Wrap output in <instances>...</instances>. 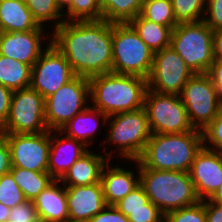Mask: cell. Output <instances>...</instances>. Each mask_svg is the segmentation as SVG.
I'll return each instance as SVG.
<instances>
[{
  "label": "cell",
  "instance_id": "1",
  "mask_svg": "<svg viewBox=\"0 0 222 222\" xmlns=\"http://www.w3.org/2000/svg\"><path fill=\"white\" fill-rule=\"evenodd\" d=\"M52 45L76 76L90 78L112 72V23L105 20L64 21L51 29Z\"/></svg>",
  "mask_w": 222,
  "mask_h": 222
},
{
  "label": "cell",
  "instance_id": "2",
  "mask_svg": "<svg viewBox=\"0 0 222 222\" xmlns=\"http://www.w3.org/2000/svg\"><path fill=\"white\" fill-rule=\"evenodd\" d=\"M90 101L96 109L111 116L143 108L147 79L116 73L89 78Z\"/></svg>",
  "mask_w": 222,
  "mask_h": 222
},
{
  "label": "cell",
  "instance_id": "3",
  "mask_svg": "<svg viewBox=\"0 0 222 222\" xmlns=\"http://www.w3.org/2000/svg\"><path fill=\"white\" fill-rule=\"evenodd\" d=\"M203 146L201 130L184 133L152 134L138 161L148 169L188 172Z\"/></svg>",
  "mask_w": 222,
  "mask_h": 222
},
{
  "label": "cell",
  "instance_id": "4",
  "mask_svg": "<svg viewBox=\"0 0 222 222\" xmlns=\"http://www.w3.org/2000/svg\"><path fill=\"white\" fill-rule=\"evenodd\" d=\"M139 173L149 200L164 214L199 201L188 172L148 169L139 162Z\"/></svg>",
  "mask_w": 222,
  "mask_h": 222
},
{
  "label": "cell",
  "instance_id": "5",
  "mask_svg": "<svg viewBox=\"0 0 222 222\" xmlns=\"http://www.w3.org/2000/svg\"><path fill=\"white\" fill-rule=\"evenodd\" d=\"M112 73L148 78L154 53L128 23H112Z\"/></svg>",
  "mask_w": 222,
  "mask_h": 222
},
{
  "label": "cell",
  "instance_id": "6",
  "mask_svg": "<svg viewBox=\"0 0 222 222\" xmlns=\"http://www.w3.org/2000/svg\"><path fill=\"white\" fill-rule=\"evenodd\" d=\"M213 34L203 20L179 23L172 30L170 47L194 74H206L215 60Z\"/></svg>",
  "mask_w": 222,
  "mask_h": 222
},
{
  "label": "cell",
  "instance_id": "7",
  "mask_svg": "<svg viewBox=\"0 0 222 222\" xmlns=\"http://www.w3.org/2000/svg\"><path fill=\"white\" fill-rule=\"evenodd\" d=\"M107 125L110 131L104 144L117 146L114 151L123 160H138L152 135L145 109L108 116Z\"/></svg>",
  "mask_w": 222,
  "mask_h": 222
},
{
  "label": "cell",
  "instance_id": "8",
  "mask_svg": "<svg viewBox=\"0 0 222 222\" xmlns=\"http://www.w3.org/2000/svg\"><path fill=\"white\" fill-rule=\"evenodd\" d=\"M143 108L152 134L184 133L194 129L180 96L147 88Z\"/></svg>",
  "mask_w": 222,
  "mask_h": 222
},
{
  "label": "cell",
  "instance_id": "9",
  "mask_svg": "<svg viewBox=\"0 0 222 222\" xmlns=\"http://www.w3.org/2000/svg\"><path fill=\"white\" fill-rule=\"evenodd\" d=\"M89 97V78L75 76L58 91L45 98V120L48 129L60 130L77 113L89 106Z\"/></svg>",
  "mask_w": 222,
  "mask_h": 222
},
{
  "label": "cell",
  "instance_id": "10",
  "mask_svg": "<svg viewBox=\"0 0 222 222\" xmlns=\"http://www.w3.org/2000/svg\"><path fill=\"white\" fill-rule=\"evenodd\" d=\"M1 129L6 134L48 131L45 98L31 87L13 91L9 115Z\"/></svg>",
  "mask_w": 222,
  "mask_h": 222
},
{
  "label": "cell",
  "instance_id": "11",
  "mask_svg": "<svg viewBox=\"0 0 222 222\" xmlns=\"http://www.w3.org/2000/svg\"><path fill=\"white\" fill-rule=\"evenodd\" d=\"M190 124L205 129L222 109L214 84L207 74H194L184 85L180 95Z\"/></svg>",
  "mask_w": 222,
  "mask_h": 222
},
{
  "label": "cell",
  "instance_id": "12",
  "mask_svg": "<svg viewBox=\"0 0 222 222\" xmlns=\"http://www.w3.org/2000/svg\"><path fill=\"white\" fill-rule=\"evenodd\" d=\"M193 75L180 55L169 46L154 53L147 86L157 93L180 96L184 85Z\"/></svg>",
  "mask_w": 222,
  "mask_h": 222
},
{
  "label": "cell",
  "instance_id": "13",
  "mask_svg": "<svg viewBox=\"0 0 222 222\" xmlns=\"http://www.w3.org/2000/svg\"><path fill=\"white\" fill-rule=\"evenodd\" d=\"M75 76L66 57L51 43L32 66L30 87L47 98Z\"/></svg>",
  "mask_w": 222,
  "mask_h": 222
},
{
  "label": "cell",
  "instance_id": "14",
  "mask_svg": "<svg viewBox=\"0 0 222 222\" xmlns=\"http://www.w3.org/2000/svg\"><path fill=\"white\" fill-rule=\"evenodd\" d=\"M11 166L48 172L50 130L42 133L7 134Z\"/></svg>",
  "mask_w": 222,
  "mask_h": 222
},
{
  "label": "cell",
  "instance_id": "15",
  "mask_svg": "<svg viewBox=\"0 0 222 222\" xmlns=\"http://www.w3.org/2000/svg\"><path fill=\"white\" fill-rule=\"evenodd\" d=\"M45 30L46 29H35L27 32H0V55L22 62L32 68L41 54L51 44L50 38L44 46L43 41L50 37Z\"/></svg>",
  "mask_w": 222,
  "mask_h": 222
},
{
  "label": "cell",
  "instance_id": "16",
  "mask_svg": "<svg viewBox=\"0 0 222 222\" xmlns=\"http://www.w3.org/2000/svg\"><path fill=\"white\" fill-rule=\"evenodd\" d=\"M189 174L199 200L209 199L222 184V156L202 146L194 157Z\"/></svg>",
  "mask_w": 222,
  "mask_h": 222
},
{
  "label": "cell",
  "instance_id": "17",
  "mask_svg": "<svg viewBox=\"0 0 222 222\" xmlns=\"http://www.w3.org/2000/svg\"><path fill=\"white\" fill-rule=\"evenodd\" d=\"M69 222H88L106 202L101 182L87 186H65Z\"/></svg>",
  "mask_w": 222,
  "mask_h": 222
},
{
  "label": "cell",
  "instance_id": "18",
  "mask_svg": "<svg viewBox=\"0 0 222 222\" xmlns=\"http://www.w3.org/2000/svg\"><path fill=\"white\" fill-rule=\"evenodd\" d=\"M88 150L81 141L68 137L60 130H50L48 173L55 180H60L72 164Z\"/></svg>",
  "mask_w": 222,
  "mask_h": 222
},
{
  "label": "cell",
  "instance_id": "19",
  "mask_svg": "<svg viewBox=\"0 0 222 222\" xmlns=\"http://www.w3.org/2000/svg\"><path fill=\"white\" fill-rule=\"evenodd\" d=\"M109 163H111L110 160L102 169L100 182L106 205H115L140 184L139 161L132 160V163H136L135 168L138 170V175H135V171L129 170V168L126 170L118 165L114 167L112 163Z\"/></svg>",
  "mask_w": 222,
  "mask_h": 222
},
{
  "label": "cell",
  "instance_id": "20",
  "mask_svg": "<svg viewBox=\"0 0 222 222\" xmlns=\"http://www.w3.org/2000/svg\"><path fill=\"white\" fill-rule=\"evenodd\" d=\"M106 148L103 146L104 156L92 150L85 152L59 181L64 186H87L100 182L104 165L115 155V152H108Z\"/></svg>",
  "mask_w": 222,
  "mask_h": 222
},
{
  "label": "cell",
  "instance_id": "21",
  "mask_svg": "<svg viewBox=\"0 0 222 222\" xmlns=\"http://www.w3.org/2000/svg\"><path fill=\"white\" fill-rule=\"evenodd\" d=\"M32 201L41 222H69L66 189L59 180H54Z\"/></svg>",
  "mask_w": 222,
  "mask_h": 222
},
{
  "label": "cell",
  "instance_id": "22",
  "mask_svg": "<svg viewBox=\"0 0 222 222\" xmlns=\"http://www.w3.org/2000/svg\"><path fill=\"white\" fill-rule=\"evenodd\" d=\"M107 120L108 116L105 113L89 105L86 109L77 113L70 121L63 125L60 131L68 137L81 141L88 147L95 142L94 136L96 135V132H99L97 129L101 126L99 121L105 126Z\"/></svg>",
  "mask_w": 222,
  "mask_h": 222
},
{
  "label": "cell",
  "instance_id": "23",
  "mask_svg": "<svg viewBox=\"0 0 222 222\" xmlns=\"http://www.w3.org/2000/svg\"><path fill=\"white\" fill-rule=\"evenodd\" d=\"M44 29L34 20L26 3L19 0H0V31L27 32Z\"/></svg>",
  "mask_w": 222,
  "mask_h": 222
},
{
  "label": "cell",
  "instance_id": "24",
  "mask_svg": "<svg viewBox=\"0 0 222 222\" xmlns=\"http://www.w3.org/2000/svg\"><path fill=\"white\" fill-rule=\"evenodd\" d=\"M128 24L153 53L170 46L172 29L143 18L140 14Z\"/></svg>",
  "mask_w": 222,
  "mask_h": 222
},
{
  "label": "cell",
  "instance_id": "25",
  "mask_svg": "<svg viewBox=\"0 0 222 222\" xmlns=\"http://www.w3.org/2000/svg\"><path fill=\"white\" fill-rule=\"evenodd\" d=\"M31 67L0 55V84L12 91L30 87Z\"/></svg>",
  "mask_w": 222,
  "mask_h": 222
},
{
  "label": "cell",
  "instance_id": "26",
  "mask_svg": "<svg viewBox=\"0 0 222 222\" xmlns=\"http://www.w3.org/2000/svg\"><path fill=\"white\" fill-rule=\"evenodd\" d=\"M10 173L25 198L31 201L55 180L48 172H34L19 167H11Z\"/></svg>",
  "mask_w": 222,
  "mask_h": 222
},
{
  "label": "cell",
  "instance_id": "27",
  "mask_svg": "<svg viewBox=\"0 0 222 222\" xmlns=\"http://www.w3.org/2000/svg\"><path fill=\"white\" fill-rule=\"evenodd\" d=\"M144 0H100L102 19L111 23H128L141 13Z\"/></svg>",
  "mask_w": 222,
  "mask_h": 222
},
{
  "label": "cell",
  "instance_id": "28",
  "mask_svg": "<svg viewBox=\"0 0 222 222\" xmlns=\"http://www.w3.org/2000/svg\"><path fill=\"white\" fill-rule=\"evenodd\" d=\"M140 15L172 30L178 25L171 0H144Z\"/></svg>",
  "mask_w": 222,
  "mask_h": 222
},
{
  "label": "cell",
  "instance_id": "29",
  "mask_svg": "<svg viewBox=\"0 0 222 222\" xmlns=\"http://www.w3.org/2000/svg\"><path fill=\"white\" fill-rule=\"evenodd\" d=\"M34 20L41 27H45L46 22H54L52 28L57 29L64 22L62 13L55 0H28L26 2ZM57 21V22H56Z\"/></svg>",
  "mask_w": 222,
  "mask_h": 222
},
{
  "label": "cell",
  "instance_id": "30",
  "mask_svg": "<svg viewBox=\"0 0 222 222\" xmlns=\"http://www.w3.org/2000/svg\"><path fill=\"white\" fill-rule=\"evenodd\" d=\"M176 22H199L204 19L206 0H171Z\"/></svg>",
  "mask_w": 222,
  "mask_h": 222
},
{
  "label": "cell",
  "instance_id": "31",
  "mask_svg": "<svg viewBox=\"0 0 222 222\" xmlns=\"http://www.w3.org/2000/svg\"><path fill=\"white\" fill-rule=\"evenodd\" d=\"M102 20L100 0H73L64 21Z\"/></svg>",
  "mask_w": 222,
  "mask_h": 222
},
{
  "label": "cell",
  "instance_id": "32",
  "mask_svg": "<svg viewBox=\"0 0 222 222\" xmlns=\"http://www.w3.org/2000/svg\"><path fill=\"white\" fill-rule=\"evenodd\" d=\"M26 200L10 172L0 177V203L11 209Z\"/></svg>",
  "mask_w": 222,
  "mask_h": 222
},
{
  "label": "cell",
  "instance_id": "33",
  "mask_svg": "<svg viewBox=\"0 0 222 222\" xmlns=\"http://www.w3.org/2000/svg\"><path fill=\"white\" fill-rule=\"evenodd\" d=\"M164 222H206L205 200L164 214Z\"/></svg>",
  "mask_w": 222,
  "mask_h": 222
},
{
  "label": "cell",
  "instance_id": "34",
  "mask_svg": "<svg viewBox=\"0 0 222 222\" xmlns=\"http://www.w3.org/2000/svg\"><path fill=\"white\" fill-rule=\"evenodd\" d=\"M202 134L203 146L222 156V109L212 122L202 130Z\"/></svg>",
  "mask_w": 222,
  "mask_h": 222
},
{
  "label": "cell",
  "instance_id": "35",
  "mask_svg": "<svg viewBox=\"0 0 222 222\" xmlns=\"http://www.w3.org/2000/svg\"><path fill=\"white\" fill-rule=\"evenodd\" d=\"M129 222H164V213L151 201L147 203V209L119 210Z\"/></svg>",
  "mask_w": 222,
  "mask_h": 222
},
{
  "label": "cell",
  "instance_id": "36",
  "mask_svg": "<svg viewBox=\"0 0 222 222\" xmlns=\"http://www.w3.org/2000/svg\"><path fill=\"white\" fill-rule=\"evenodd\" d=\"M149 198L145 193L142 186L139 184L132 192H130L126 197L121 199L115 204L118 210H137V209H147V203Z\"/></svg>",
  "mask_w": 222,
  "mask_h": 222
},
{
  "label": "cell",
  "instance_id": "37",
  "mask_svg": "<svg viewBox=\"0 0 222 222\" xmlns=\"http://www.w3.org/2000/svg\"><path fill=\"white\" fill-rule=\"evenodd\" d=\"M8 222H41L33 201L26 200L10 209Z\"/></svg>",
  "mask_w": 222,
  "mask_h": 222
},
{
  "label": "cell",
  "instance_id": "38",
  "mask_svg": "<svg viewBox=\"0 0 222 222\" xmlns=\"http://www.w3.org/2000/svg\"><path fill=\"white\" fill-rule=\"evenodd\" d=\"M203 21L212 31L222 28V0H206Z\"/></svg>",
  "mask_w": 222,
  "mask_h": 222
},
{
  "label": "cell",
  "instance_id": "39",
  "mask_svg": "<svg viewBox=\"0 0 222 222\" xmlns=\"http://www.w3.org/2000/svg\"><path fill=\"white\" fill-rule=\"evenodd\" d=\"M88 222H129V220L115 205H106L101 212L97 213Z\"/></svg>",
  "mask_w": 222,
  "mask_h": 222
},
{
  "label": "cell",
  "instance_id": "40",
  "mask_svg": "<svg viewBox=\"0 0 222 222\" xmlns=\"http://www.w3.org/2000/svg\"><path fill=\"white\" fill-rule=\"evenodd\" d=\"M10 149L7 143V134L0 128V177L11 170Z\"/></svg>",
  "mask_w": 222,
  "mask_h": 222
},
{
  "label": "cell",
  "instance_id": "41",
  "mask_svg": "<svg viewBox=\"0 0 222 222\" xmlns=\"http://www.w3.org/2000/svg\"><path fill=\"white\" fill-rule=\"evenodd\" d=\"M13 91L0 84V128L5 124L12 100Z\"/></svg>",
  "mask_w": 222,
  "mask_h": 222
},
{
  "label": "cell",
  "instance_id": "42",
  "mask_svg": "<svg viewBox=\"0 0 222 222\" xmlns=\"http://www.w3.org/2000/svg\"><path fill=\"white\" fill-rule=\"evenodd\" d=\"M206 74L210 77L218 97L222 101V60L215 59Z\"/></svg>",
  "mask_w": 222,
  "mask_h": 222
},
{
  "label": "cell",
  "instance_id": "43",
  "mask_svg": "<svg viewBox=\"0 0 222 222\" xmlns=\"http://www.w3.org/2000/svg\"><path fill=\"white\" fill-rule=\"evenodd\" d=\"M206 222H222V204L205 200Z\"/></svg>",
  "mask_w": 222,
  "mask_h": 222
},
{
  "label": "cell",
  "instance_id": "44",
  "mask_svg": "<svg viewBox=\"0 0 222 222\" xmlns=\"http://www.w3.org/2000/svg\"><path fill=\"white\" fill-rule=\"evenodd\" d=\"M213 54L215 59H222V28L214 31Z\"/></svg>",
  "mask_w": 222,
  "mask_h": 222
},
{
  "label": "cell",
  "instance_id": "45",
  "mask_svg": "<svg viewBox=\"0 0 222 222\" xmlns=\"http://www.w3.org/2000/svg\"><path fill=\"white\" fill-rule=\"evenodd\" d=\"M208 200L214 203L222 204V184L217 188V190Z\"/></svg>",
  "mask_w": 222,
  "mask_h": 222
},
{
  "label": "cell",
  "instance_id": "46",
  "mask_svg": "<svg viewBox=\"0 0 222 222\" xmlns=\"http://www.w3.org/2000/svg\"><path fill=\"white\" fill-rule=\"evenodd\" d=\"M55 1L62 13H65L72 6V2H73V0H55Z\"/></svg>",
  "mask_w": 222,
  "mask_h": 222
},
{
  "label": "cell",
  "instance_id": "47",
  "mask_svg": "<svg viewBox=\"0 0 222 222\" xmlns=\"http://www.w3.org/2000/svg\"><path fill=\"white\" fill-rule=\"evenodd\" d=\"M10 209L4 204L0 203V222H8Z\"/></svg>",
  "mask_w": 222,
  "mask_h": 222
},
{
  "label": "cell",
  "instance_id": "48",
  "mask_svg": "<svg viewBox=\"0 0 222 222\" xmlns=\"http://www.w3.org/2000/svg\"><path fill=\"white\" fill-rule=\"evenodd\" d=\"M19 1L26 3L28 0H19Z\"/></svg>",
  "mask_w": 222,
  "mask_h": 222
}]
</instances>
